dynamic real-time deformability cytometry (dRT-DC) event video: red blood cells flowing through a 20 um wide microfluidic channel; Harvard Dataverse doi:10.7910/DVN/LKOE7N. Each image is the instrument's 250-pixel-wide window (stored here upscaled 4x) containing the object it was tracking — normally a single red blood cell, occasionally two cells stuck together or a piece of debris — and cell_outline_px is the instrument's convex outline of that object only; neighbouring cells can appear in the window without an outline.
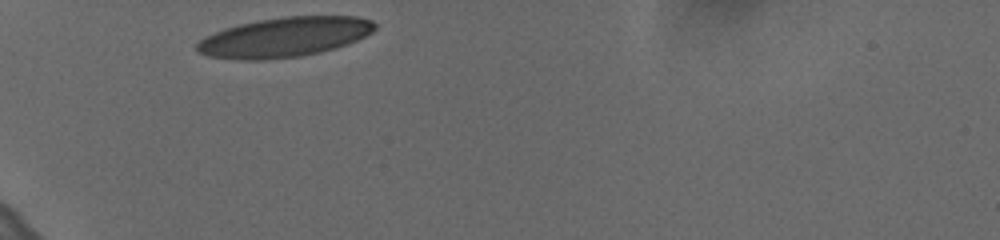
{"species": "human", "species_latin": "Homo sapiens", "temperature_condition": "cold", "stored_images_in_passage": 30, "camera_frame_rate_fps": 3000, "um_per_image_px": 0.085, "donor": {"sex": "female"}, "frame": {"image": 1, "passage_image": 1, "time_ms": 0.0, "image_size_px": [1000, 240], "cell_outline_px": [[376, 28], [372, 32], [356, 40], [336, 48], [320, 52], [300, 56], [268, 60], [236, 60], [208, 56], [196, 52], [196, 44], [204, 36], [224, 28], [240, 24], [260, 20], [284, 16], [356, 16], [372, 20], [376, 24]], "centroid_in_image_um": [24.15, 3.16], "position_along_channel_um": 60.9, "area_um2": 41.38}}
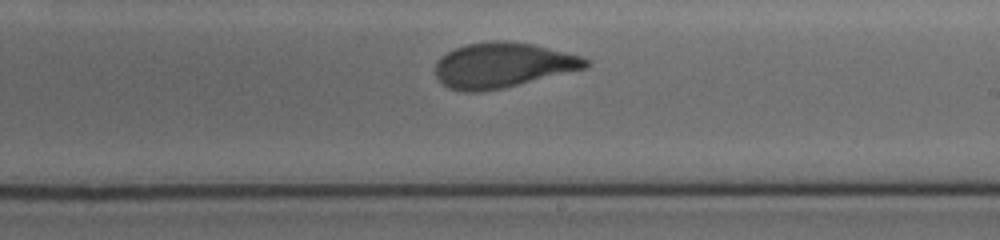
{"frame": {"image": 2, "passage_image": 18, "time_ms": 5.667, "image_size_px": [1000, 240], "cell_outline_px": [[588, 64], [584, 68], [500, 88], [480, 92], [464, 92], [448, 88], [436, 76], [436, 60], [440, 56], [464, 44], [492, 40], [504, 40], [532, 44], [580, 56], [588, 60]], "centroid_in_image_um": [42.64, 5.52], "position_along_channel_um": 246.4, "area_um2": 38.9}}
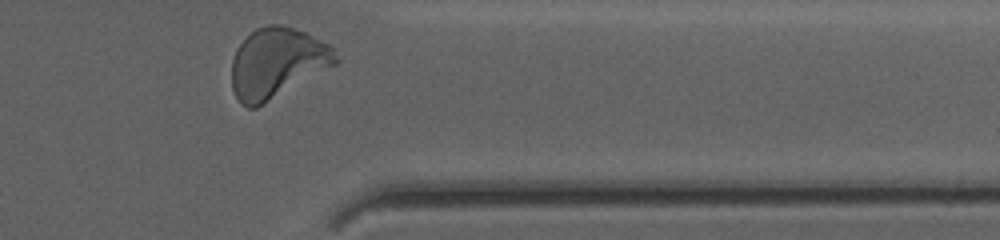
{"frame": {"image": 3, "passage_image": 30, "time_ms": 9.667, "image_size_px": [1000, 240], "cell_outline_px": [[340, 60], [336, 64], [256, 108], [248, 108], [240, 104], [232, 88], [232, 60], [236, 48], [256, 28], [268, 24], [280, 24], [304, 32], [328, 44], [332, 48]], "centroid_in_image_um": [23.52, 5.36], "position_along_channel_um": 387.9, "area_um2": 42.14}, "authors_computed_cell_mechanics": {"area_um2": 39.7375, "velocity_mm_per_s": 3.6086, "shape_relaxation_time_tau1_ms": 5.1368, "shape_relaxation_time_tau2_ms": 0.7357, "deformation_change_tau1": 0.1816, "deformation_change_tau2": 0.0792}}